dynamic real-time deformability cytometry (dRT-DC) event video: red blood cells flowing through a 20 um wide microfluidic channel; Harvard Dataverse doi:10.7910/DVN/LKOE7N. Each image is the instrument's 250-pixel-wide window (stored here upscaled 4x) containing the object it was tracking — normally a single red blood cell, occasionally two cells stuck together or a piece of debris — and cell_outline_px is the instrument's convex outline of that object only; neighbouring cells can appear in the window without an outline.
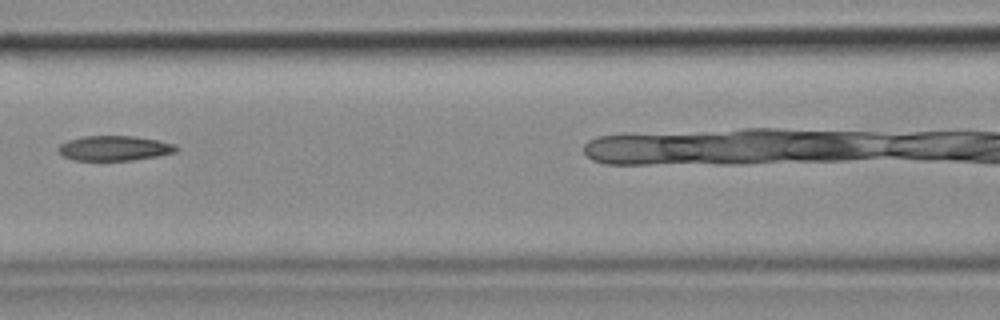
{"species": "common noctule bat (a hibernating species)", "species_latin": "Nyctalus noctula", "temperature_condition": "cold", "stored_images_in_passage": 5, "camera_frame_rate_fps": 3000, "um_per_image_px": 0.085, "animal": {"sex": "female", "body_mass_g": 18.4}, "frame": {"image": 1, "passage_image": 5, "time_ms": 1.333, "image_size_px": [1000, 320], "cell_outline_px": [[180, 148], [176, 152], [156, 156], [132, 160], [72, 160], [64, 156], [56, 148], [60, 144], [68, 140], [84, 136], [136, 136], [176, 144]], "centroid_in_image_um": [9.73, 12.59], "position_along_channel_um": 156.9, "area_um2": 17.11}}